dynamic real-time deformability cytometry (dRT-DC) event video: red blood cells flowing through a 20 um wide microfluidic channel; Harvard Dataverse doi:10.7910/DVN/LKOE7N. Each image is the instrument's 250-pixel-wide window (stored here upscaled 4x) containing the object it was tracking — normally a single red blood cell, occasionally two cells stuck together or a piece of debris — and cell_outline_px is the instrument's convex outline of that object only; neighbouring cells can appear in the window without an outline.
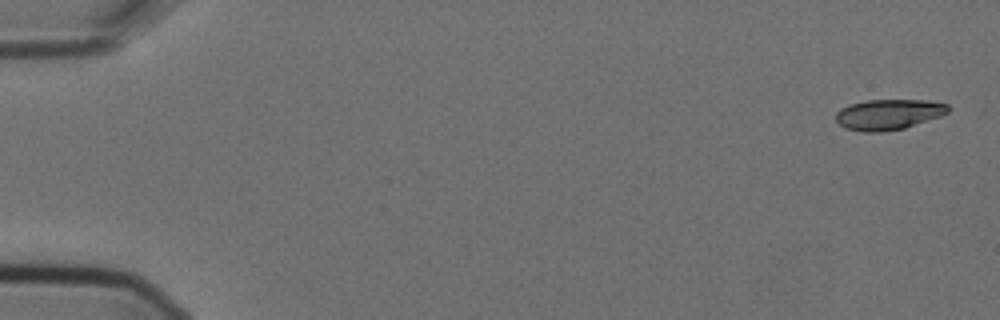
{"species": "Egyptian fruit bat (a non-hibernating species)", "species_latin": "Rousettus aegyptiacus", "temperature_condition": "cold", "stored_images_in_passage": 6, "camera_frame_rate_fps": 3000, "um_per_image_px": 0.085, "animal": {"sex": "female"}, "frame": {"image": 1, "passage_image": 1, "time_ms": 0.0, "image_size_px": [1000, 320], "cell_outline_px": [[948, 112], [940, 116], [904, 128], [880, 132], [864, 132], [844, 128], [836, 120], [836, 112], [840, 108], [848, 104], [868, 100], [928, 100], [948, 104]], "centroid_in_image_um": [75.49, 9.72], "position_along_channel_um": 9.5, "area_um2": 19.94}}
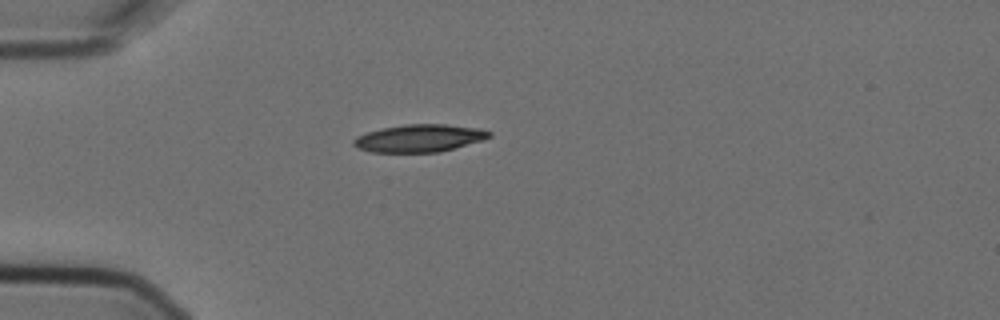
{"frame": {"image": 2, "passage_image": 5, "time_ms": 1.333, "image_size_px": [1000, 320], "cell_outline_px": [[492, 136], [484, 140], [440, 152], [372, 152], [356, 148], [352, 144], [352, 140], [356, 136], [368, 132], [384, 128], [404, 124], [444, 124], [480, 128], [492, 132]], "centroid_in_image_um": [35.66, 11.75], "position_along_channel_um": 49.3, "area_um2": 21.91}}